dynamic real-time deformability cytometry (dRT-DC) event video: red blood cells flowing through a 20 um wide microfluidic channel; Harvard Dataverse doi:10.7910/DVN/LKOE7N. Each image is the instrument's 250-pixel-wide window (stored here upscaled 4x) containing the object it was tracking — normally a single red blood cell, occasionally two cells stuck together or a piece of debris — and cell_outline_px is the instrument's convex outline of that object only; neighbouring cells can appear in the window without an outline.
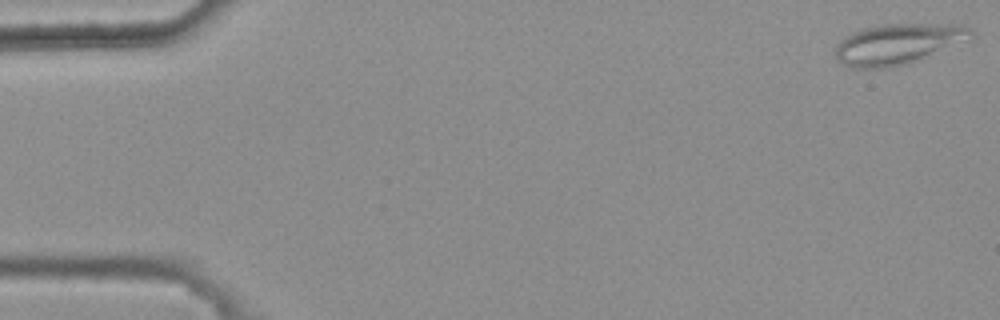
{"species": "common noctule bat (a hibernating species)", "species_latin": "Nyctalus noctula", "temperature_condition": "warm", "stored_images_in_passage": 49, "camera_frame_rate_fps": 3000, "um_per_image_px": 0.085, "animal": {"sex": "female", "body_mass_g": 25.1}, "frame": {"image": 1, "passage_image": 1, "time_ms": 0.0, "image_size_px": [1000, 320], "cell_outline_px": [[976, 32], [908, 64], [888, 68], [852, 68], [840, 64], [836, 60], [832, 52], [836, 44], [844, 36], [852, 32], [864, 28], [880, 24], [960, 24]], "centroid_in_image_um": [76.1, 3.74], "position_along_channel_um": 8.9, "area_um2": 31.56}}
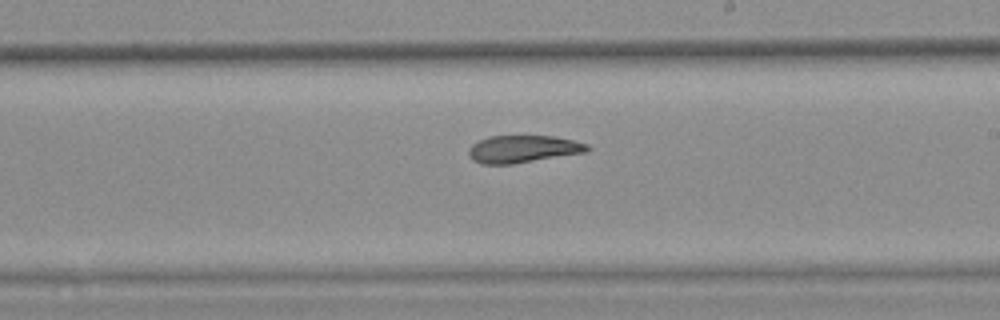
{"frame": {"image": 2, "passage_image": 31, "time_ms": 10.0, "image_size_px": [1000, 320], "cell_outline_px": [[592, 148], [588, 152], [512, 164], [480, 164], [472, 160], [468, 156], [468, 148], [472, 144], [488, 136], [556, 136], [588, 144]], "centroid_in_image_um": [44.45, 12.67], "position_along_channel_um": 244.5, "area_um2": 19.13}}
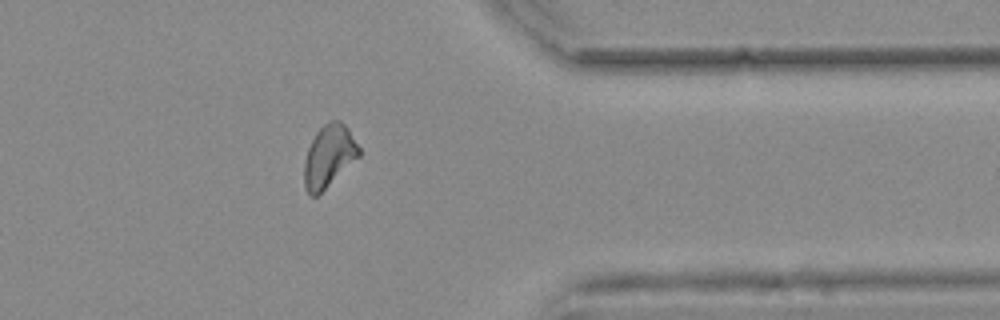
{"frame": {"image": 3, "passage_image": 43, "time_ms": 14.0, "image_size_px": [1000, 320], "cell_outline_px": [[360, 156], [316, 196], [312, 196], [304, 188], [304, 160], [308, 148], [316, 132], [324, 124], [332, 120], [340, 120], [348, 128], [360, 148]], "centroid_in_image_um": [27.95, 13.25], "position_along_channel_um": 383.4, "area_um2": 19.65}, "authors_computed_cell_mechanics": {"area_um2": 19.9988, "velocity_mm_per_s": 3.7707, "shape_relaxation_time_tau1_ms": null, "shape_relaxation_time_tau2_ms": 3.9629, "deformation_change_tau1": null, "deformation_change_tau2": 0.123}}